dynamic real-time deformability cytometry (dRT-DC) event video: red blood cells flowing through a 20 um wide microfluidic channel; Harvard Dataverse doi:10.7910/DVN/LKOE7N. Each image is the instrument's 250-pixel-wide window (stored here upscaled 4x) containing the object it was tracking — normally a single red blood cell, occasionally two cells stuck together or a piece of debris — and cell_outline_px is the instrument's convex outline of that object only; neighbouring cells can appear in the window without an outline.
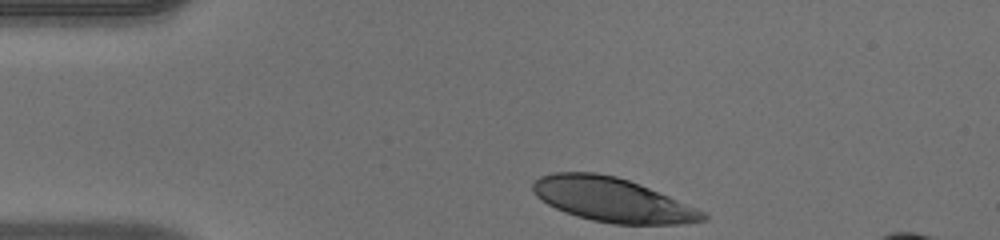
{"species": "human", "species_latin": "Homo sapiens", "temperature_condition": "warm", "stored_images_in_passage": 33, "camera_frame_rate_fps": 3000, "um_per_image_px": 0.085, "donor": {"sex": "male"}, "frame": {"image": 1, "passage_image": 1, "time_ms": 0.0, "image_size_px": [1000, 240], "cell_outline_px": [[708, 220], [680, 224], [612, 224], [592, 220], [576, 216], [564, 212], [540, 200], [532, 192], [532, 180], [540, 176], [552, 172], [596, 172], [616, 176], [640, 184], [696, 208], [704, 212], [708, 216]], "centroid_in_image_um": [51.99, 16.97], "position_along_channel_um": 33.0, "area_um2": 43.81}}
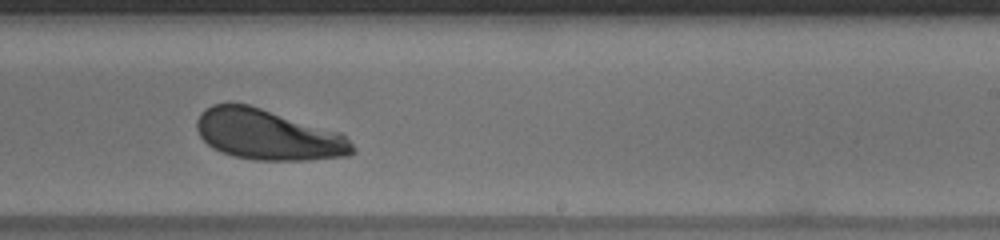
{"frame": {"image": 2, "passage_image": 22, "time_ms": 7.0, "image_size_px": [1000, 240], "cell_outline_px": [[356, 152], [348, 156], [308, 160], [252, 160], [232, 156], [220, 152], [212, 148], [200, 136], [196, 128], [196, 120], [200, 112], [204, 108], [212, 104], [248, 104], [340, 132], [356, 148]], "centroid_in_image_um": [22.76, 11.46], "position_along_channel_um": 266.2, "area_um2": 45.95}}
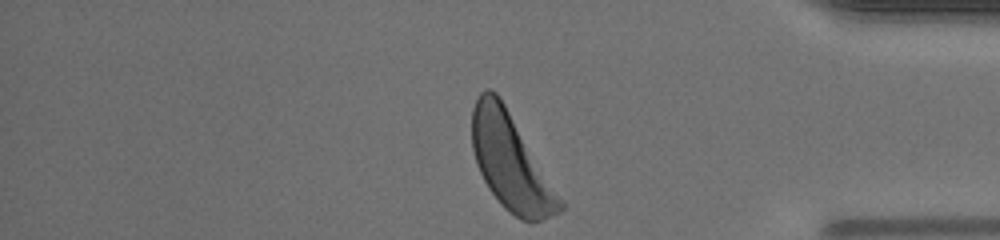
{"frame": {"image": 3, "passage_image": 33, "time_ms": 10.667, "image_size_px": [1000, 240], "cell_outline_px": [[564, 208], [560, 212], [540, 220], [520, 220], [504, 208], [488, 188], [476, 164], [472, 148], [472, 108], [480, 92], [484, 88], [488, 88], [496, 92], [500, 96], [564, 204]], "centroid_in_image_um": [43.37, 13.76], "position_along_channel_um": 391.8, "area_um2": 48.26}, "authors_computed_cell_mechanics": {"area_um2": 46.7602, "velocity_mm_per_s": 4.0562, "shape_relaxation_time_tau1_ms": 3.5936, "shape_relaxation_time_tau2_ms": null, "deformation_change_tau1": 0.1826, "deformation_change_tau2": null}}